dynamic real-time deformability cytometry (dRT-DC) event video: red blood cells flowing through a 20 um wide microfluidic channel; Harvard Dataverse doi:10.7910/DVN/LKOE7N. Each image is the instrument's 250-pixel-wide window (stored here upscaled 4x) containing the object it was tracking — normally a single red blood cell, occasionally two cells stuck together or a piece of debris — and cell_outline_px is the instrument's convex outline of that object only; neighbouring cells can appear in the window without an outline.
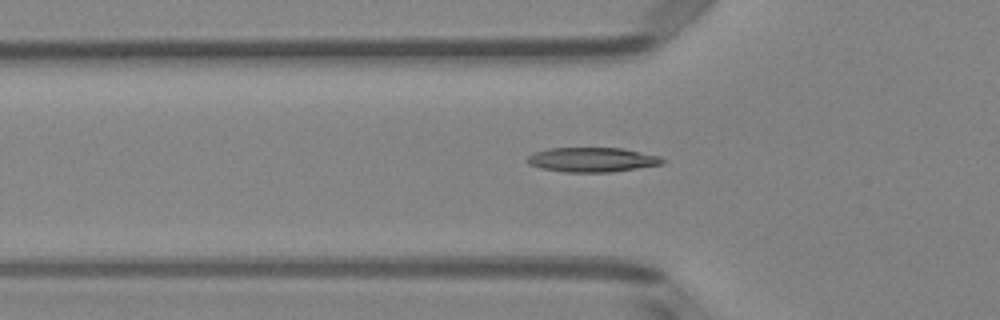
{"species": "Egyptian fruit bat (a non-hibernating species)", "species_latin": "Rousettus aegyptiacus", "temperature_condition": "room temperature", "stored_images_in_passage": 37, "camera_frame_rate_fps": 3000, "um_per_image_px": 0.085, "animal": {"sex": "female"}, "frame": {"image": 1, "passage_image": 3, "time_ms": 0.667, "image_size_px": [1000, 320], "cell_outline_px": [[664, 164], [612, 172], [564, 172], [540, 168], [528, 164], [524, 160], [528, 156], [536, 152], [548, 148], [620, 148], [660, 156], [664, 160]], "centroid_in_image_um": [50.31, 13.58], "position_along_channel_um": 75.5, "area_um2": 19.36}}
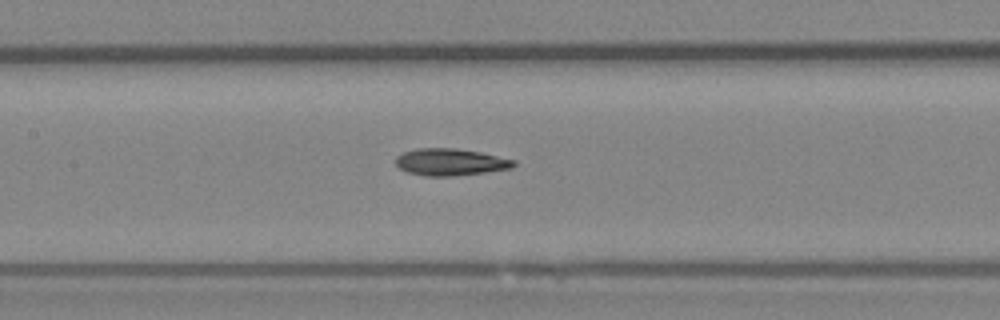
{"frame": {"image": 2, "passage_image": 10, "time_ms": 3.0, "image_size_px": [1000, 320], "cell_outline_px": [[516, 164], [512, 168], [484, 172], [452, 176], [424, 176], [408, 172], [400, 168], [396, 164], [396, 156], [404, 152], [416, 148], [456, 148], [480, 152], [516, 160]], "centroid_in_image_um": [38.28, 13.77], "position_along_channel_um": 169.1, "area_um2": 18.5}}
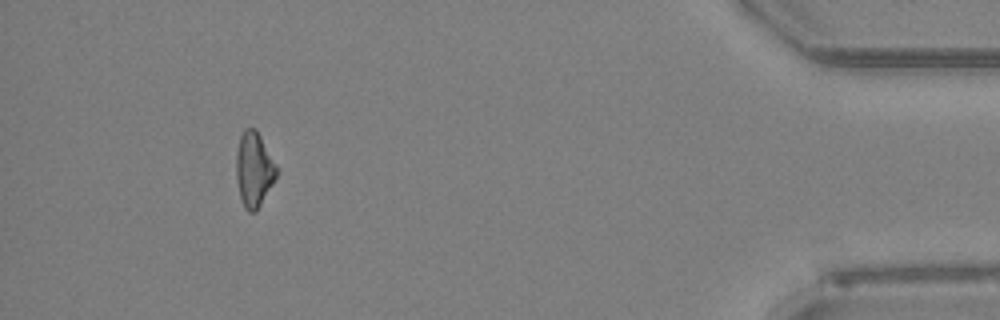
{"frame": {"image": 3, "passage_image": 33, "time_ms": 10.667, "image_size_px": [1000, 320], "cell_outline_px": [[276, 176], [272, 184], [256, 212], [248, 212], [244, 208], [240, 200], [236, 180], [236, 152], [240, 136], [244, 128], [256, 128], [276, 164]], "centroid_in_image_um": [21.55, 14.41], "position_along_channel_um": 413.6, "area_um2": 17.63}, "authors_computed_cell_mechanics": {"area_um2": 17.918, "velocity_mm_per_s": 3.9944, "shape_relaxation_time_tau1_ms": 4.2138, "shape_relaxation_time_tau2_ms": 3.9757, "deformation_change_tau1": 0.1331, "deformation_change_tau2": 0.1448}}